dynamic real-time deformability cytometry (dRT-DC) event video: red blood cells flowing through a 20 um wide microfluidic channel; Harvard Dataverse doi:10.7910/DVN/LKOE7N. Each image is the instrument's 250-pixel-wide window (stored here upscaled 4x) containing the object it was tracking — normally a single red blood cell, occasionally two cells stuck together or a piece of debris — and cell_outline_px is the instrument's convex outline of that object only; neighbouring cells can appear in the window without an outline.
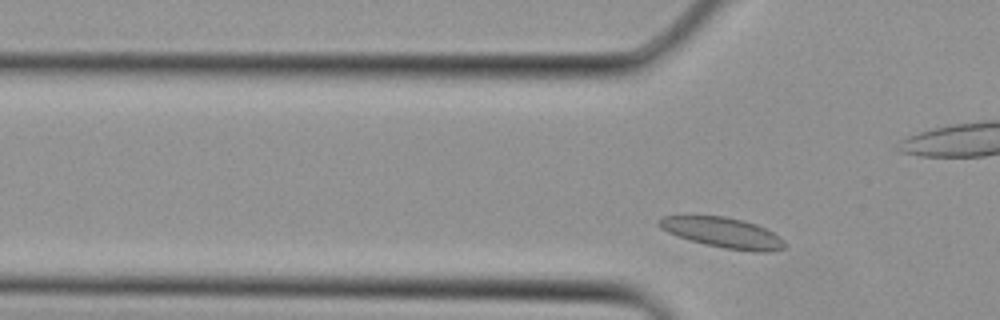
{"species": "Egyptian fruit bat (a non-hibernating species)", "species_latin": "Rousettus aegyptiacus", "temperature_condition": "cold", "stored_images_in_passage": 3, "camera_frame_rate_fps": 3000, "um_per_image_px": 0.085, "animal": {"sex": "female"}, "frame": {"image": 1, "passage_image": 3, "time_ms": 0.667, "image_size_px": [1000, 320], "cell_outline_px": [[788, 244], [784, 248], [768, 252], [752, 252], [724, 248], [704, 244], [668, 232], [660, 228], [656, 220], [664, 216], [684, 212], [688, 212], [724, 216], [756, 224], [780, 236]], "centroid_in_image_um": [61.37, 19.73], "position_along_channel_um": 64.4, "area_um2": 23.0}}